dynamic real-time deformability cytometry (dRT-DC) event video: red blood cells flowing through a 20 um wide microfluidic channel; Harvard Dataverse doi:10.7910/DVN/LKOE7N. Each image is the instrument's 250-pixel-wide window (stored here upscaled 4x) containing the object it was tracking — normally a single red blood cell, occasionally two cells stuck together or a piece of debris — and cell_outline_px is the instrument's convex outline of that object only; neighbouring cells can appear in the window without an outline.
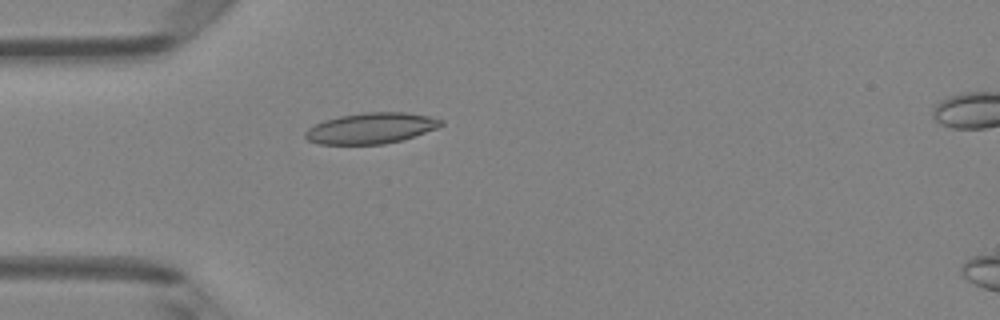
{"species": "Egyptian fruit bat (a non-hibernating species)", "species_latin": "Rousettus aegyptiacus", "temperature_condition": "room temperature", "stored_images_in_passage": 6, "camera_frame_rate_fps": 3000, "um_per_image_px": 0.085, "animal": {"sex": "female"}, "frame": {"image": 1, "passage_image": 5, "time_ms": 4.667, "image_size_px": [1000, 320], "cell_outline_px": [[444, 124], [436, 128], [416, 136], [384, 144], [320, 144], [308, 140], [304, 136], [304, 132], [308, 128], [324, 120], [340, 116], [364, 112], [404, 112], [428, 116], [444, 120]], "centroid_in_image_um": [31.54, 10.89], "position_along_channel_um": 53.5, "area_um2": 24.33}}